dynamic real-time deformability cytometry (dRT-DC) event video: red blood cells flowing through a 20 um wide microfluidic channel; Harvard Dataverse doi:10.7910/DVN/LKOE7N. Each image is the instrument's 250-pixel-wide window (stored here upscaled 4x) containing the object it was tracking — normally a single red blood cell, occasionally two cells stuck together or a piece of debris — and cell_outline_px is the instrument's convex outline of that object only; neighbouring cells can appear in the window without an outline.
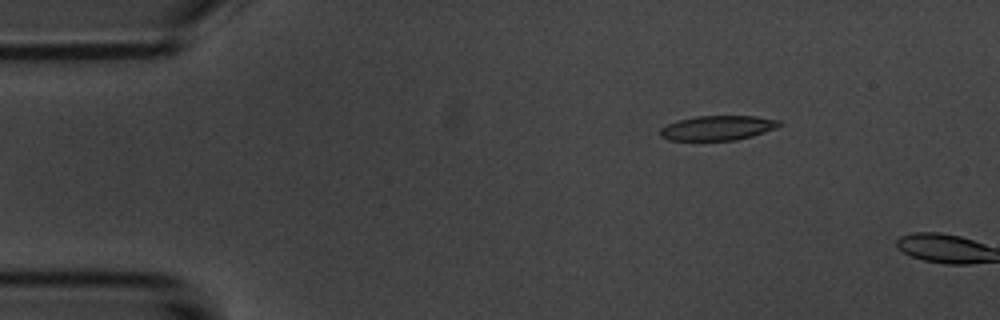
{"species": "common noctule bat (a hibernating species)", "species_latin": "Nyctalus noctula", "temperature_condition": "room temperature", "stored_images_in_passage": 3, "camera_frame_rate_fps": 3000, "um_per_image_px": 0.085, "animal": {"sex": "male", "body_mass_g": 20.1, "forearm_length_mm": 53.5}, "frame": {"image": 1, "passage_image": 1, "time_ms": 0.0, "image_size_px": [1000, 320], "cell_outline_px": [[784, 124], [776, 128], [752, 136], [736, 140], [668, 140], [660, 136], [660, 128], [668, 124], [680, 120], [696, 116], [756, 116], [780, 120]], "centroid_in_image_um": [61.04, 10.87], "position_along_channel_um": 24.0, "area_um2": 17.11}}